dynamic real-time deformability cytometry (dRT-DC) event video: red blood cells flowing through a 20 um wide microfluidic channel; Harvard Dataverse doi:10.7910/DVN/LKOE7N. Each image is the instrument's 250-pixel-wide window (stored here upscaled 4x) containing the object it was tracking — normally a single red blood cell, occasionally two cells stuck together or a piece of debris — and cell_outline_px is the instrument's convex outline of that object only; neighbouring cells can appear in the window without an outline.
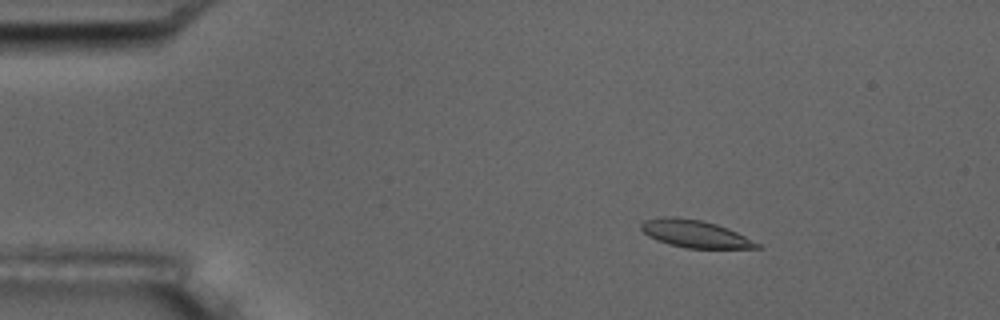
{"species": "common noctule bat (a hibernating species)", "species_latin": "Nyctalus noctula", "temperature_condition": "room temperature", "stored_images_in_passage": 5, "camera_frame_rate_fps": 3000, "um_per_image_px": 0.085, "animal": {"sex": "male", "body_mass_g": 17.5, "forearm_length_mm": 52.3}, "frame": {"image": 1, "passage_image": 3, "time_ms": 2.333, "image_size_px": [1000, 320], "cell_outline_px": [[764, 248], [688, 248], [668, 244], [656, 240], [648, 236], [640, 228], [640, 224], [644, 220], [664, 216], [676, 216], [700, 220], [716, 224], [728, 228], [760, 244]], "centroid_in_image_um": [59.04, 19.87], "position_along_channel_um": 26.0, "area_um2": 18.5}}